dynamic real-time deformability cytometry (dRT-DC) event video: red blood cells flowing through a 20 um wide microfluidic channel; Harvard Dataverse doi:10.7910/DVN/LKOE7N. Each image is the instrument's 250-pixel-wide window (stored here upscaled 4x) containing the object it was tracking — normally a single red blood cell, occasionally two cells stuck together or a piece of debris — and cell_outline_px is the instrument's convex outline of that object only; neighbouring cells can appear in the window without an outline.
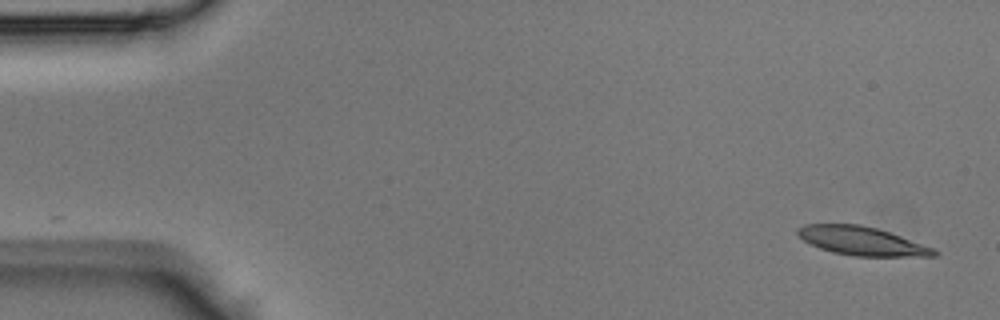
{"species": "Egyptian fruit bat (a non-hibernating species)", "species_latin": "Rousettus aegyptiacus", "temperature_condition": "room temperature", "stored_images_in_passage": 7, "camera_frame_rate_fps": 3000, "um_per_image_px": 0.085, "animal": {"sex": "male"}, "frame": {"image": 1, "passage_image": 1, "time_ms": 0.0, "image_size_px": [1000, 320], "cell_outline_px": [[940, 252], [936, 256], [856, 256], [832, 252], [820, 248], [804, 240], [796, 232], [796, 228], [804, 224], [860, 224], [876, 228], [900, 236], [932, 248]], "centroid_in_image_um": [73.22, 20.48], "position_along_channel_um": 11.8, "area_um2": 22.43}}